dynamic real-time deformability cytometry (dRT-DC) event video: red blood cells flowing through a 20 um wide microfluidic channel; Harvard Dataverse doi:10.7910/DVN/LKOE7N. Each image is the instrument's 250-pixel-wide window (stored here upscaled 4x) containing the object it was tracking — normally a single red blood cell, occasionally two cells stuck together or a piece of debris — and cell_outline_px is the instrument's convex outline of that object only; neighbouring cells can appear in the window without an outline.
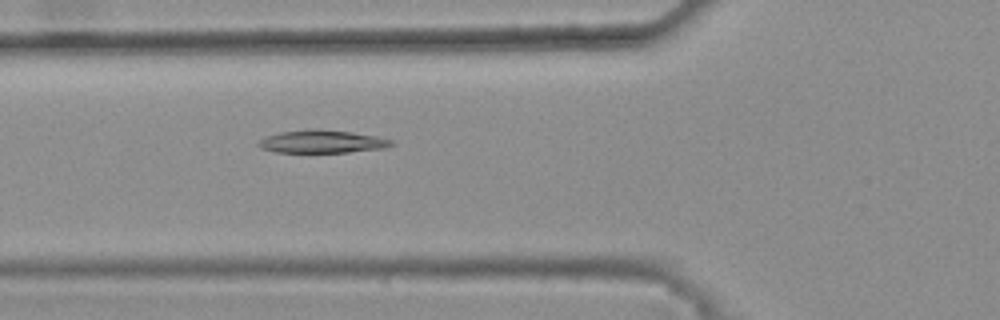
{"species": "common noctule bat (a hibernating species)", "species_latin": "Nyctalus noctula", "temperature_condition": "warm", "stored_images_in_passage": 48, "camera_frame_rate_fps": 3000, "um_per_image_px": 0.085, "animal": {"sex": "female", "body_mass_g": 25.1}, "frame": {"image": 1, "passage_image": 19, "time_ms": 6.0, "image_size_px": [1000, 320], "cell_outline_px": [[396, 144], [384, 148], [348, 152], [276, 152], [260, 148], [256, 144], [264, 136], [280, 132], [312, 128], [352, 132], [376, 136], [392, 140]], "centroid_in_image_um": [27.35, 12.03], "position_along_channel_um": 98.4, "area_um2": 17.8}}
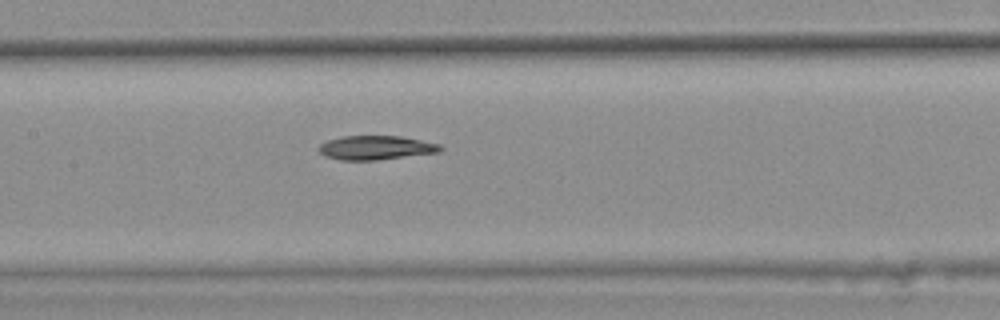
{"frame": {"image": 2, "passage_image": 25, "time_ms": 8.0, "image_size_px": [1000, 320], "cell_outline_px": [[444, 148], [440, 152], [376, 160], [340, 160], [324, 156], [316, 148], [320, 144], [328, 140], [340, 136], [400, 136], [440, 144]], "centroid_in_image_um": [31.92, 12.55], "position_along_channel_um": 175.5, "area_um2": 17.11}}
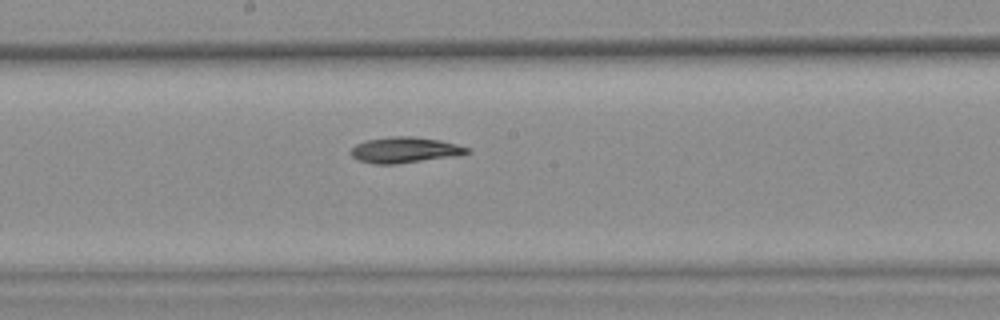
{"frame": {"image": 3, "passage_image": 28, "time_ms": 9.0, "image_size_px": [1000, 320], "cell_outline_px": [[472, 152], [460, 156], [396, 164], [372, 164], [360, 160], [352, 156], [348, 152], [356, 144], [368, 140], [388, 136], [412, 136], [440, 140], [472, 148]], "centroid_in_image_um": [34.47, 12.75], "position_along_channel_um": 213.7, "area_um2": 17.8}}